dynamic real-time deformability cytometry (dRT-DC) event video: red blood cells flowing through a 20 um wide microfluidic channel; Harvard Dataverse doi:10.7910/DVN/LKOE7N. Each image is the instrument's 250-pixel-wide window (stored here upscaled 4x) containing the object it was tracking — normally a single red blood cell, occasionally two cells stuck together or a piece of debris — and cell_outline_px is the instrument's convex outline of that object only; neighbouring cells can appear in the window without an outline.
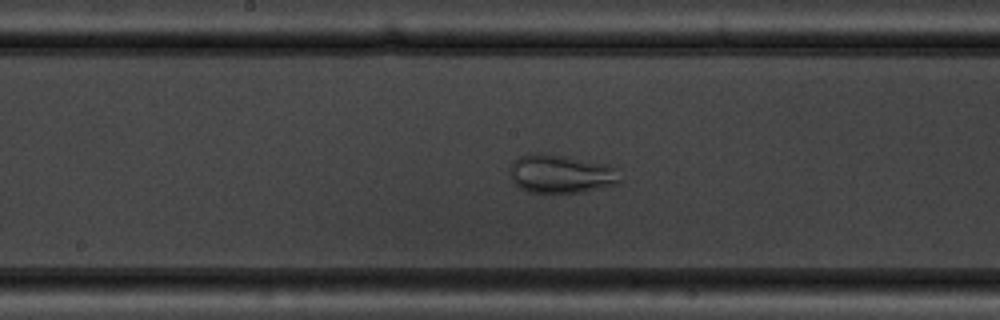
{"species": "common noctule bat (a hibernating species)", "species_latin": "Nyctalus noctula", "temperature_condition": "warm", "stored_images_in_passage": 47, "camera_frame_rate_fps": 3000, "um_per_image_px": 0.085, "animal": {"sex": "male", "body_mass_g": 19.5, "forearm_length_mm": 54.6}, "frame": {"image": 1, "passage_image": 22, "time_ms": 7.0, "image_size_px": [1000, 320], "cell_outline_px": [[620, 180], [616, 184], [600, 188], [580, 192], [528, 192], [520, 188], [512, 180], [508, 168], [512, 160], [528, 152], [544, 152], [604, 164], [612, 168]], "centroid_in_image_um": [47.55, 14.76], "position_along_channel_um": 200.7, "area_um2": 24.51}}
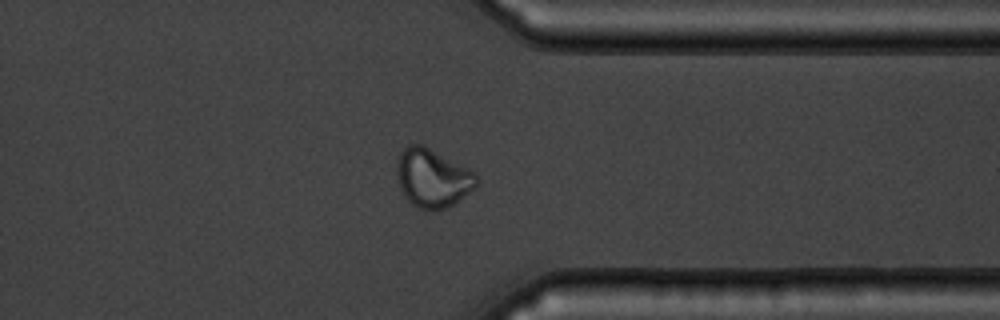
{"frame": {"image": 2, "passage_image": 36, "time_ms": 11.667, "image_size_px": [1000, 320], "cell_outline_px": [[480, 180], [468, 192], [452, 204], [444, 208], [420, 208], [412, 204], [404, 196], [400, 188], [396, 172], [396, 164], [400, 152], [408, 144], [420, 144], [476, 172]], "centroid_in_image_um": [36.74, 15.1], "position_along_channel_um": 374.7, "area_um2": 26.59}}
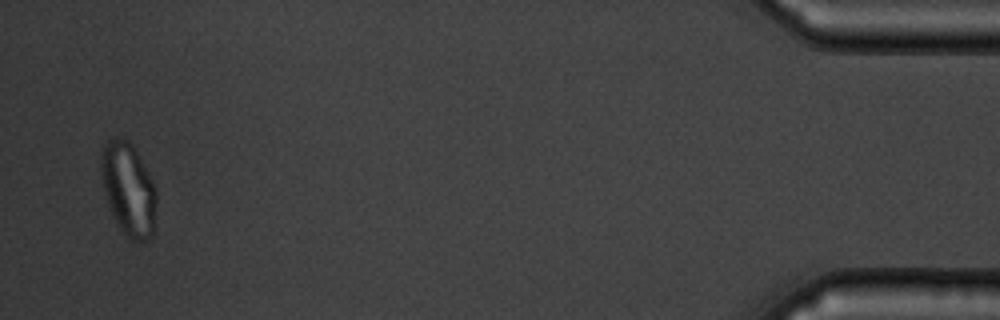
{"frame": {"image": 3, "passage_image": 46, "time_ms": 15.0, "image_size_px": [1000, 320], "cell_outline_px": [[156, 204], [152, 236], [148, 240], [132, 240], [120, 228], [112, 212], [104, 188], [100, 168], [100, 160], [104, 148], [108, 140], [116, 136], [124, 136], [132, 144], [152, 180], [156, 188]], "centroid_in_image_um": [10.93, 16.04], "position_along_channel_um": 424.3, "area_um2": 29.42}, "authors_computed_cell_mechanics": {"area_um2": 27.8596, "velocity_mm_per_s": 3.7805, "shape_relaxation_time_tau1_ms": null, "shape_relaxation_time_tau2_ms": 1.2256, "deformation_change_tau1": null, "deformation_change_tau2": 0.0507}}